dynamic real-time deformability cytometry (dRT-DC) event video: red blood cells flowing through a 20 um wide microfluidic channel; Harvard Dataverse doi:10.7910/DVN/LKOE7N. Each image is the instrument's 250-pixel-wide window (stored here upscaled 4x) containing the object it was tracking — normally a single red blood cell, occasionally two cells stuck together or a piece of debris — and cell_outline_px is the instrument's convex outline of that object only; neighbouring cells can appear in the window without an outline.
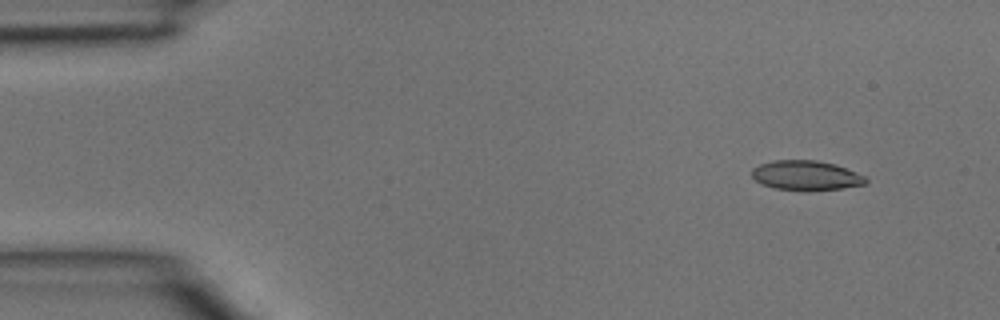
{"species": "common noctule bat (a hibernating species)", "species_latin": "Nyctalus noctula", "temperature_condition": "room temperature", "stored_images_in_passage": 4, "camera_frame_rate_fps": 3000, "um_per_image_px": 0.085, "animal": {"sex": "male", "body_mass_g": 15.6}, "frame": {"image": 1, "passage_image": 1, "time_ms": 0.0, "image_size_px": [1000, 320], "cell_outline_px": [[868, 184], [840, 188], [808, 192], [804, 192], [776, 188], [760, 184], [752, 176], [752, 168], [760, 164], [772, 160], [816, 160], [832, 164], [856, 172], [864, 176], [868, 180]], "centroid_in_image_um": [68.49, 14.93], "position_along_channel_um": 16.5, "area_um2": 19.88}}